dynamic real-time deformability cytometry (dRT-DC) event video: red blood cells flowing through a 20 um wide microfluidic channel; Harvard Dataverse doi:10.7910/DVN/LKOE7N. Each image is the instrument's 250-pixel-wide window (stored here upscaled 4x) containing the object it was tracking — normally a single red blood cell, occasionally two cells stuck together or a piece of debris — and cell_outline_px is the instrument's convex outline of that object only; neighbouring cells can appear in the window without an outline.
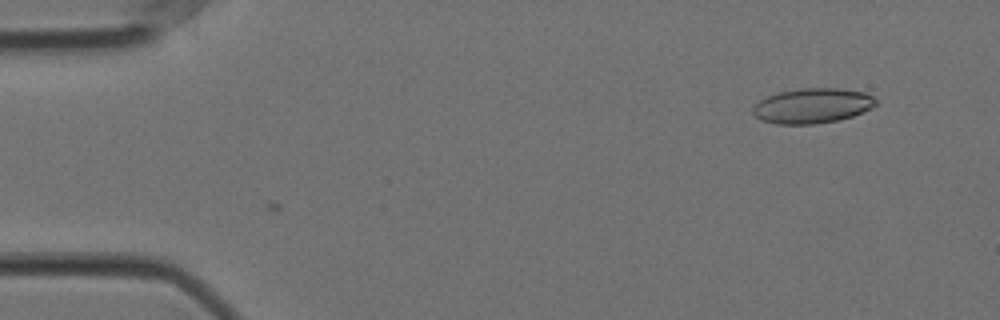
{"species": "Egyptian fruit bat (a non-hibernating species)", "species_latin": "Rousettus aegyptiacus", "temperature_condition": "cold", "stored_images_in_passage": 8, "camera_frame_rate_fps": 3000, "um_per_image_px": 0.085, "animal": {"sex": "female"}, "frame": {"image": 1, "passage_image": 8, "time_ms": 2.333, "image_size_px": [1000, 320], "cell_outline_px": [[876, 104], [872, 108], [852, 116], [840, 120], [816, 124], [776, 124], [760, 120], [752, 112], [752, 108], [760, 100], [768, 96], [780, 92], [804, 88], [836, 88], [864, 92], [872, 96], [876, 100]], "centroid_in_image_um": [69.05, 9.0], "position_along_channel_um": 15.9, "area_um2": 25.03}}